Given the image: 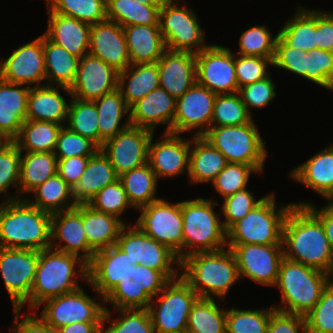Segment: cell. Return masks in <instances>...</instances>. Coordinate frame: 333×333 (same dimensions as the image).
I'll return each instance as SVG.
<instances>
[{
	"label": "cell",
	"mask_w": 333,
	"mask_h": 333,
	"mask_svg": "<svg viewBox=\"0 0 333 333\" xmlns=\"http://www.w3.org/2000/svg\"><path fill=\"white\" fill-rule=\"evenodd\" d=\"M284 258L329 274L333 249L321 222L305 207L293 205L282 229Z\"/></svg>",
	"instance_id": "1"
},
{
	"label": "cell",
	"mask_w": 333,
	"mask_h": 333,
	"mask_svg": "<svg viewBox=\"0 0 333 333\" xmlns=\"http://www.w3.org/2000/svg\"><path fill=\"white\" fill-rule=\"evenodd\" d=\"M51 216L26 199L1 201L0 247L37 251L49 248Z\"/></svg>",
	"instance_id": "2"
},
{
	"label": "cell",
	"mask_w": 333,
	"mask_h": 333,
	"mask_svg": "<svg viewBox=\"0 0 333 333\" xmlns=\"http://www.w3.org/2000/svg\"><path fill=\"white\" fill-rule=\"evenodd\" d=\"M180 269V276L199 298L224 300L231 286L240 280L235 256L227 247L190 254L181 260Z\"/></svg>",
	"instance_id": "3"
},
{
	"label": "cell",
	"mask_w": 333,
	"mask_h": 333,
	"mask_svg": "<svg viewBox=\"0 0 333 333\" xmlns=\"http://www.w3.org/2000/svg\"><path fill=\"white\" fill-rule=\"evenodd\" d=\"M78 277L88 282V264L79 256L51 247L40 250L30 293V310H36L50 298L71 293L83 287L78 284Z\"/></svg>",
	"instance_id": "4"
},
{
	"label": "cell",
	"mask_w": 333,
	"mask_h": 333,
	"mask_svg": "<svg viewBox=\"0 0 333 333\" xmlns=\"http://www.w3.org/2000/svg\"><path fill=\"white\" fill-rule=\"evenodd\" d=\"M329 284L323 271L283 258L276 285L281 293L280 304L272 306L281 312L306 316L320 300Z\"/></svg>",
	"instance_id": "5"
},
{
	"label": "cell",
	"mask_w": 333,
	"mask_h": 333,
	"mask_svg": "<svg viewBox=\"0 0 333 333\" xmlns=\"http://www.w3.org/2000/svg\"><path fill=\"white\" fill-rule=\"evenodd\" d=\"M215 206H218V200L201 197L181 201L183 259L193 253L227 247V231L221 216L219 219L220 214L213 210Z\"/></svg>",
	"instance_id": "6"
},
{
	"label": "cell",
	"mask_w": 333,
	"mask_h": 333,
	"mask_svg": "<svg viewBox=\"0 0 333 333\" xmlns=\"http://www.w3.org/2000/svg\"><path fill=\"white\" fill-rule=\"evenodd\" d=\"M274 193L227 230V244H282L285 217L293 202L278 206Z\"/></svg>",
	"instance_id": "7"
},
{
	"label": "cell",
	"mask_w": 333,
	"mask_h": 333,
	"mask_svg": "<svg viewBox=\"0 0 333 333\" xmlns=\"http://www.w3.org/2000/svg\"><path fill=\"white\" fill-rule=\"evenodd\" d=\"M256 126L252 119L237 126L210 127L202 137L219 150L228 163L251 165L261 174L268 150Z\"/></svg>",
	"instance_id": "8"
},
{
	"label": "cell",
	"mask_w": 333,
	"mask_h": 333,
	"mask_svg": "<svg viewBox=\"0 0 333 333\" xmlns=\"http://www.w3.org/2000/svg\"><path fill=\"white\" fill-rule=\"evenodd\" d=\"M180 0H165L160 8L159 26L167 50L199 53L209 44L196 12Z\"/></svg>",
	"instance_id": "9"
},
{
	"label": "cell",
	"mask_w": 333,
	"mask_h": 333,
	"mask_svg": "<svg viewBox=\"0 0 333 333\" xmlns=\"http://www.w3.org/2000/svg\"><path fill=\"white\" fill-rule=\"evenodd\" d=\"M198 298L181 276L170 281L148 307L155 333L186 332L191 307Z\"/></svg>",
	"instance_id": "10"
},
{
	"label": "cell",
	"mask_w": 333,
	"mask_h": 333,
	"mask_svg": "<svg viewBox=\"0 0 333 333\" xmlns=\"http://www.w3.org/2000/svg\"><path fill=\"white\" fill-rule=\"evenodd\" d=\"M130 223L121 229L116 246L127 254L131 265L143 264L163 273L170 281L179 278L181 261L177 254Z\"/></svg>",
	"instance_id": "11"
},
{
	"label": "cell",
	"mask_w": 333,
	"mask_h": 333,
	"mask_svg": "<svg viewBox=\"0 0 333 333\" xmlns=\"http://www.w3.org/2000/svg\"><path fill=\"white\" fill-rule=\"evenodd\" d=\"M170 280L161 272L145 265H131L125 276L104 298V304L118 309H148Z\"/></svg>",
	"instance_id": "12"
},
{
	"label": "cell",
	"mask_w": 333,
	"mask_h": 333,
	"mask_svg": "<svg viewBox=\"0 0 333 333\" xmlns=\"http://www.w3.org/2000/svg\"><path fill=\"white\" fill-rule=\"evenodd\" d=\"M140 216L135 225L149 237L168 246L181 261L183 259V218L181 201L171 204L160 198L137 209Z\"/></svg>",
	"instance_id": "13"
},
{
	"label": "cell",
	"mask_w": 333,
	"mask_h": 333,
	"mask_svg": "<svg viewBox=\"0 0 333 333\" xmlns=\"http://www.w3.org/2000/svg\"><path fill=\"white\" fill-rule=\"evenodd\" d=\"M39 251L0 247V272L13 309H21L28 303L34 283Z\"/></svg>",
	"instance_id": "14"
},
{
	"label": "cell",
	"mask_w": 333,
	"mask_h": 333,
	"mask_svg": "<svg viewBox=\"0 0 333 333\" xmlns=\"http://www.w3.org/2000/svg\"><path fill=\"white\" fill-rule=\"evenodd\" d=\"M93 300L81 287L74 292L50 298L44 301L36 310L45 304L40 317L55 330L62 326L78 322H102L105 312L103 305Z\"/></svg>",
	"instance_id": "15"
},
{
	"label": "cell",
	"mask_w": 333,
	"mask_h": 333,
	"mask_svg": "<svg viewBox=\"0 0 333 333\" xmlns=\"http://www.w3.org/2000/svg\"><path fill=\"white\" fill-rule=\"evenodd\" d=\"M233 252L239 277L248 278L261 286L274 287L279 266L284 258L282 244H227Z\"/></svg>",
	"instance_id": "16"
},
{
	"label": "cell",
	"mask_w": 333,
	"mask_h": 333,
	"mask_svg": "<svg viewBox=\"0 0 333 333\" xmlns=\"http://www.w3.org/2000/svg\"><path fill=\"white\" fill-rule=\"evenodd\" d=\"M197 83L216 94L239 91L235 71V54L231 49L212 44L195 54Z\"/></svg>",
	"instance_id": "17"
},
{
	"label": "cell",
	"mask_w": 333,
	"mask_h": 333,
	"mask_svg": "<svg viewBox=\"0 0 333 333\" xmlns=\"http://www.w3.org/2000/svg\"><path fill=\"white\" fill-rule=\"evenodd\" d=\"M154 132L129 125L100 147L117 176L148 163L149 144Z\"/></svg>",
	"instance_id": "18"
},
{
	"label": "cell",
	"mask_w": 333,
	"mask_h": 333,
	"mask_svg": "<svg viewBox=\"0 0 333 333\" xmlns=\"http://www.w3.org/2000/svg\"><path fill=\"white\" fill-rule=\"evenodd\" d=\"M216 95L196 82L176 99L173 133L181 135L196 130L193 136H203L211 127Z\"/></svg>",
	"instance_id": "19"
},
{
	"label": "cell",
	"mask_w": 333,
	"mask_h": 333,
	"mask_svg": "<svg viewBox=\"0 0 333 333\" xmlns=\"http://www.w3.org/2000/svg\"><path fill=\"white\" fill-rule=\"evenodd\" d=\"M0 78L28 87L42 86L46 81L43 34L11 52L0 62Z\"/></svg>",
	"instance_id": "20"
},
{
	"label": "cell",
	"mask_w": 333,
	"mask_h": 333,
	"mask_svg": "<svg viewBox=\"0 0 333 333\" xmlns=\"http://www.w3.org/2000/svg\"><path fill=\"white\" fill-rule=\"evenodd\" d=\"M118 76L114 67L88 53L79 59L71 97L94 101L118 88Z\"/></svg>",
	"instance_id": "21"
},
{
	"label": "cell",
	"mask_w": 333,
	"mask_h": 333,
	"mask_svg": "<svg viewBox=\"0 0 333 333\" xmlns=\"http://www.w3.org/2000/svg\"><path fill=\"white\" fill-rule=\"evenodd\" d=\"M51 248L79 256L89 264L95 252L89 247L82 224V204L53 213L51 216Z\"/></svg>",
	"instance_id": "22"
},
{
	"label": "cell",
	"mask_w": 333,
	"mask_h": 333,
	"mask_svg": "<svg viewBox=\"0 0 333 333\" xmlns=\"http://www.w3.org/2000/svg\"><path fill=\"white\" fill-rule=\"evenodd\" d=\"M154 134L149 144L148 163L160 178H172L184 173H189V152L191 139L184 140L182 135L163 132L161 140L153 141Z\"/></svg>",
	"instance_id": "23"
},
{
	"label": "cell",
	"mask_w": 333,
	"mask_h": 333,
	"mask_svg": "<svg viewBox=\"0 0 333 333\" xmlns=\"http://www.w3.org/2000/svg\"><path fill=\"white\" fill-rule=\"evenodd\" d=\"M130 262L127 254L116 245L96 252L88 264L87 282L98 294L95 297H101L104 301L131 268Z\"/></svg>",
	"instance_id": "24"
},
{
	"label": "cell",
	"mask_w": 333,
	"mask_h": 333,
	"mask_svg": "<svg viewBox=\"0 0 333 333\" xmlns=\"http://www.w3.org/2000/svg\"><path fill=\"white\" fill-rule=\"evenodd\" d=\"M89 54L100 58L118 72L130 65L123 27L106 20L91 25Z\"/></svg>",
	"instance_id": "25"
},
{
	"label": "cell",
	"mask_w": 333,
	"mask_h": 333,
	"mask_svg": "<svg viewBox=\"0 0 333 333\" xmlns=\"http://www.w3.org/2000/svg\"><path fill=\"white\" fill-rule=\"evenodd\" d=\"M129 110L130 125L156 132V128L164 124V132L173 133L176 99L166 90L160 87L154 89L134 103Z\"/></svg>",
	"instance_id": "26"
},
{
	"label": "cell",
	"mask_w": 333,
	"mask_h": 333,
	"mask_svg": "<svg viewBox=\"0 0 333 333\" xmlns=\"http://www.w3.org/2000/svg\"><path fill=\"white\" fill-rule=\"evenodd\" d=\"M159 86L175 99L196 82V58L191 52L165 50L157 61Z\"/></svg>",
	"instance_id": "27"
},
{
	"label": "cell",
	"mask_w": 333,
	"mask_h": 333,
	"mask_svg": "<svg viewBox=\"0 0 333 333\" xmlns=\"http://www.w3.org/2000/svg\"><path fill=\"white\" fill-rule=\"evenodd\" d=\"M47 30L44 35L54 44L82 58L89 53L91 25L76 18L53 12L47 6Z\"/></svg>",
	"instance_id": "28"
},
{
	"label": "cell",
	"mask_w": 333,
	"mask_h": 333,
	"mask_svg": "<svg viewBox=\"0 0 333 333\" xmlns=\"http://www.w3.org/2000/svg\"><path fill=\"white\" fill-rule=\"evenodd\" d=\"M71 97L70 88L55 85L30 87L27 99V120L45 121L65 126L69 102L60 93ZM64 123V124H63Z\"/></svg>",
	"instance_id": "29"
},
{
	"label": "cell",
	"mask_w": 333,
	"mask_h": 333,
	"mask_svg": "<svg viewBox=\"0 0 333 333\" xmlns=\"http://www.w3.org/2000/svg\"><path fill=\"white\" fill-rule=\"evenodd\" d=\"M288 175L329 201L333 197V143L293 168Z\"/></svg>",
	"instance_id": "30"
},
{
	"label": "cell",
	"mask_w": 333,
	"mask_h": 333,
	"mask_svg": "<svg viewBox=\"0 0 333 333\" xmlns=\"http://www.w3.org/2000/svg\"><path fill=\"white\" fill-rule=\"evenodd\" d=\"M30 87L13 84L0 78V131L13 141L27 120V99Z\"/></svg>",
	"instance_id": "31"
},
{
	"label": "cell",
	"mask_w": 333,
	"mask_h": 333,
	"mask_svg": "<svg viewBox=\"0 0 333 333\" xmlns=\"http://www.w3.org/2000/svg\"><path fill=\"white\" fill-rule=\"evenodd\" d=\"M130 64L156 63L166 50L159 25L123 27Z\"/></svg>",
	"instance_id": "32"
},
{
	"label": "cell",
	"mask_w": 333,
	"mask_h": 333,
	"mask_svg": "<svg viewBox=\"0 0 333 333\" xmlns=\"http://www.w3.org/2000/svg\"><path fill=\"white\" fill-rule=\"evenodd\" d=\"M227 164L225 156L202 136L191 138L187 177L192 184H211Z\"/></svg>",
	"instance_id": "33"
},
{
	"label": "cell",
	"mask_w": 333,
	"mask_h": 333,
	"mask_svg": "<svg viewBox=\"0 0 333 333\" xmlns=\"http://www.w3.org/2000/svg\"><path fill=\"white\" fill-rule=\"evenodd\" d=\"M82 224L88 245L95 253L116 245L125 225L117 217L97 211L87 203L82 204Z\"/></svg>",
	"instance_id": "34"
},
{
	"label": "cell",
	"mask_w": 333,
	"mask_h": 333,
	"mask_svg": "<svg viewBox=\"0 0 333 333\" xmlns=\"http://www.w3.org/2000/svg\"><path fill=\"white\" fill-rule=\"evenodd\" d=\"M159 87L157 62L130 64L125 70L119 72L118 89L129 108Z\"/></svg>",
	"instance_id": "35"
},
{
	"label": "cell",
	"mask_w": 333,
	"mask_h": 333,
	"mask_svg": "<svg viewBox=\"0 0 333 333\" xmlns=\"http://www.w3.org/2000/svg\"><path fill=\"white\" fill-rule=\"evenodd\" d=\"M278 36L297 50L310 52L317 48V9L298 6L297 11L278 31Z\"/></svg>",
	"instance_id": "36"
},
{
	"label": "cell",
	"mask_w": 333,
	"mask_h": 333,
	"mask_svg": "<svg viewBox=\"0 0 333 333\" xmlns=\"http://www.w3.org/2000/svg\"><path fill=\"white\" fill-rule=\"evenodd\" d=\"M118 179L109 159L99 150L89 158L84 173L73 188V198L77 204L88 203L95 194Z\"/></svg>",
	"instance_id": "37"
},
{
	"label": "cell",
	"mask_w": 333,
	"mask_h": 333,
	"mask_svg": "<svg viewBox=\"0 0 333 333\" xmlns=\"http://www.w3.org/2000/svg\"><path fill=\"white\" fill-rule=\"evenodd\" d=\"M98 111L99 147L130 125V110L119 89L94 100ZM127 116L126 122L120 124Z\"/></svg>",
	"instance_id": "38"
},
{
	"label": "cell",
	"mask_w": 333,
	"mask_h": 333,
	"mask_svg": "<svg viewBox=\"0 0 333 333\" xmlns=\"http://www.w3.org/2000/svg\"><path fill=\"white\" fill-rule=\"evenodd\" d=\"M43 50L47 80L44 83L70 88L76 79L80 58L51 42L44 34Z\"/></svg>",
	"instance_id": "39"
},
{
	"label": "cell",
	"mask_w": 333,
	"mask_h": 333,
	"mask_svg": "<svg viewBox=\"0 0 333 333\" xmlns=\"http://www.w3.org/2000/svg\"><path fill=\"white\" fill-rule=\"evenodd\" d=\"M24 154V155H23ZM57 158L54 152H21L19 195L26 194L57 174ZM23 194V195H22Z\"/></svg>",
	"instance_id": "40"
},
{
	"label": "cell",
	"mask_w": 333,
	"mask_h": 333,
	"mask_svg": "<svg viewBox=\"0 0 333 333\" xmlns=\"http://www.w3.org/2000/svg\"><path fill=\"white\" fill-rule=\"evenodd\" d=\"M128 201L133 209L142 208L159 200L157 197L158 178L149 163L134 168L119 176Z\"/></svg>",
	"instance_id": "41"
},
{
	"label": "cell",
	"mask_w": 333,
	"mask_h": 333,
	"mask_svg": "<svg viewBox=\"0 0 333 333\" xmlns=\"http://www.w3.org/2000/svg\"><path fill=\"white\" fill-rule=\"evenodd\" d=\"M35 198L26 200L33 206L50 214L74 208L77 203L71 188L58 174L47 179L31 192ZM34 199V200H33Z\"/></svg>",
	"instance_id": "42"
},
{
	"label": "cell",
	"mask_w": 333,
	"mask_h": 333,
	"mask_svg": "<svg viewBox=\"0 0 333 333\" xmlns=\"http://www.w3.org/2000/svg\"><path fill=\"white\" fill-rule=\"evenodd\" d=\"M161 7L162 5H146L137 0H106V17L122 27L159 25Z\"/></svg>",
	"instance_id": "43"
},
{
	"label": "cell",
	"mask_w": 333,
	"mask_h": 333,
	"mask_svg": "<svg viewBox=\"0 0 333 333\" xmlns=\"http://www.w3.org/2000/svg\"><path fill=\"white\" fill-rule=\"evenodd\" d=\"M63 125L26 120L13 140L21 152H54Z\"/></svg>",
	"instance_id": "44"
},
{
	"label": "cell",
	"mask_w": 333,
	"mask_h": 333,
	"mask_svg": "<svg viewBox=\"0 0 333 333\" xmlns=\"http://www.w3.org/2000/svg\"><path fill=\"white\" fill-rule=\"evenodd\" d=\"M226 313L214 299L198 298L189 313L187 332L226 333Z\"/></svg>",
	"instance_id": "45"
},
{
	"label": "cell",
	"mask_w": 333,
	"mask_h": 333,
	"mask_svg": "<svg viewBox=\"0 0 333 333\" xmlns=\"http://www.w3.org/2000/svg\"><path fill=\"white\" fill-rule=\"evenodd\" d=\"M65 126L83 137L91 139L99 146L98 111L94 101L69 99Z\"/></svg>",
	"instance_id": "46"
},
{
	"label": "cell",
	"mask_w": 333,
	"mask_h": 333,
	"mask_svg": "<svg viewBox=\"0 0 333 333\" xmlns=\"http://www.w3.org/2000/svg\"><path fill=\"white\" fill-rule=\"evenodd\" d=\"M111 311L105 306L101 333H155L148 309H118L120 315L115 319ZM110 320L105 329V323Z\"/></svg>",
	"instance_id": "47"
},
{
	"label": "cell",
	"mask_w": 333,
	"mask_h": 333,
	"mask_svg": "<svg viewBox=\"0 0 333 333\" xmlns=\"http://www.w3.org/2000/svg\"><path fill=\"white\" fill-rule=\"evenodd\" d=\"M55 13L76 18L90 25L107 20L106 0H45Z\"/></svg>",
	"instance_id": "48"
},
{
	"label": "cell",
	"mask_w": 333,
	"mask_h": 333,
	"mask_svg": "<svg viewBox=\"0 0 333 333\" xmlns=\"http://www.w3.org/2000/svg\"><path fill=\"white\" fill-rule=\"evenodd\" d=\"M252 119L238 92L216 95L211 127L237 126L249 123Z\"/></svg>",
	"instance_id": "49"
},
{
	"label": "cell",
	"mask_w": 333,
	"mask_h": 333,
	"mask_svg": "<svg viewBox=\"0 0 333 333\" xmlns=\"http://www.w3.org/2000/svg\"><path fill=\"white\" fill-rule=\"evenodd\" d=\"M271 307L263 309L227 308L226 333H267Z\"/></svg>",
	"instance_id": "50"
},
{
	"label": "cell",
	"mask_w": 333,
	"mask_h": 333,
	"mask_svg": "<svg viewBox=\"0 0 333 333\" xmlns=\"http://www.w3.org/2000/svg\"><path fill=\"white\" fill-rule=\"evenodd\" d=\"M277 38L278 33L273 36L265 24L254 25L242 32L235 54L273 59Z\"/></svg>",
	"instance_id": "51"
},
{
	"label": "cell",
	"mask_w": 333,
	"mask_h": 333,
	"mask_svg": "<svg viewBox=\"0 0 333 333\" xmlns=\"http://www.w3.org/2000/svg\"><path fill=\"white\" fill-rule=\"evenodd\" d=\"M20 159L21 151L13 141L0 148V195L7 194L1 201L22 199L19 195L7 193L10 191L9 187H14L19 192Z\"/></svg>",
	"instance_id": "52"
},
{
	"label": "cell",
	"mask_w": 333,
	"mask_h": 333,
	"mask_svg": "<svg viewBox=\"0 0 333 333\" xmlns=\"http://www.w3.org/2000/svg\"><path fill=\"white\" fill-rule=\"evenodd\" d=\"M87 204L97 211L117 217L124 224H127V222L123 221L122 213L126 209L133 208L119 179L105 186Z\"/></svg>",
	"instance_id": "53"
},
{
	"label": "cell",
	"mask_w": 333,
	"mask_h": 333,
	"mask_svg": "<svg viewBox=\"0 0 333 333\" xmlns=\"http://www.w3.org/2000/svg\"><path fill=\"white\" fill-rule=\"evenodd\" d=\"M253 172L260 174L251 165L228 163L211 184L215 191L224 199L237 191L245 189Z\"/></svg>",
	"instance_id": "54"
},
{
	"label": "cell",
	"mask_w": 333,
	"mask_h": 333,
	"mask_svg": "<svg viewBox=\"0 0 333 333\" xmlns=\"http://www.w3.org/2000/svg\"><path fill=\"white\" fill-rule=\"evenodd\" d=\"M304 58L306 80L329 90L333 86V52L316 48Z\"/></svg>",
	"instance_id": "55"
},
{
	"label": "cell",
	"mask_w": 333,
	"mask_h": 333,
	"mask_svg": "<svg viewBox=\"0 0 333 333\" xmlns=\"http://www.w3.org/2000/svg\"><path fill=\"white\" fill-rule=\"evenodd\" d=\"M256 199L255 196L247 189L237 191L235 194L223 199L221 205V215L223 214L222 224L227 231L234 223L244 218L251 210L258 206L264 198Z\"/></svg>",
	"instance_id": "56"
},
{
	"label": "cell",
	"mask_w": 333,
	"mask_h": 333,
	"mask_svg": "<svg viewBox=\"0 0 333 333\" xmlns=\"http://www.w3.org/2000/svg\"><path fill=\"white\" fill-rule=\"evenodd\" d=\"M100 147L91 139L83 137L63 126L59 132L54 154L57 159L73 156H94Z\"/></svg>",
	"instance_id": "57"
},
{
	"label": "cell",
	"mask_w": 333,
	"mask_h": 333,
	"mask_svg": "<svg viewBox=\"0 0 333 333\" xmlns=\"http://www.w3.org/2000/svg\"><path fill=\"white\" fill-rule=\"evenodd\" d=\"M307 333H333V285L323 290L320 300L305 316Z\"/></svg>",
	"instance_id": "58"
},
{
	"label": "cell",
	"mask_w": 333,
	"mask_h": 333,
	"mask_svg": "<svg viewBox=\"0 0 333 333\" xmlns=\"http://www.w3.org/2000/svg\"><path fill=\"white\" fill-rule=\"evenodd\" d=\"M272 60L260 56H243L235 54V71L238 88L260 81L269 76L268 67Z\"/></svg>",
	"instance_id": "59"
},
{
	"label": "cell",
	"mask_w": 333,
	"mask_h": 333,
	"mask_svg": "<svg viewBox=\"0 0 333 333\" xmlns=\"http://www.w3.org/2000/svg\"><path fill=\"white\" fill-rule=\"evenodd\" d=\"M276 85L271 78V74L260 81L246 85L239 89L242 102L246 106L248 113L252 109L265 108L274 98H276Z\"/></svg>",
	"instance_id": "60"
},
{
	"label": "cell",
	"mask_w": 333,
	"mask_h": 333,
	"mask_svg": "<svg viewBox=\"0 0 333 333\" xmlns=\"http://www.w3.org/2000/svg\"><path fill=\"white\" fill-rule=\"evenodd\" d=\"M308 52L289 47L279 36L276 41L273 67L289 71L306 80L305 56Z\"/></svg>",
	"instance_id": "61"
},
{
	"label": "cell",
	"mask_w": 333,
	"mask_h": 333,
	"mask_svg": "<svg viewBox=\"0 0 333 333\" xmlns=\"http://www.w3.org/2000/svg\"><path fill=\"white\" fill-rule=\"evenodd\" d=\"M267 333H307L304 316L276 310L271 306Z\"/></svg>",
	"instance_id": "62"
},
{
	"label": "cell",
	"mask_w": 333,
	"mask_h": 333,
	"mask_svg": "<svg viewBox=\"0 0 333 333\" xmlns=\"http://www.w3.org/2000/svg\"><path fill=\"white\" fill-rule=\"evenodd\" d=\"M13 310V326L9 333H57V330L38 316V312L32 311L30 314L21 315V309ZM20 317H23V319L20 320Z\"/></svg>",
	"instance_id": "63"
},
{
	"label": "cell",
	"mask_w": 333,
	"mask_h": 333,
	"mask_svg": "<svg viewBox=\"0 0 333 333\" xmlns=\"http://www.w3.org/2000/svg\"><path fill=\"white\" fill-rule=\"evenodd\" d=\"M92 156H73L57 159V174L71 187L78 183Z\"/></svg>",
	"instance_id": "64"
},
{
	"label": "cell",
	"mask_w": 333,
	"mask_h": 333,
	"mask_svg": "<svg viewBox=\"0 0 333 333\" xmlns=\"http://www.w3.org/2000/svg\"><path fill=\"white\" fill-rule=\"evenodd\" d=\"M317 48L333 52V11L317 9Z\"/></svg>",
	"instance_id": "65"
},
{
	"label": "cell",
	"mask_w": 333,
	"mask_h": 333,
	"mask_svg": "<svg viewBox=\"0 0 333 333\" xmlns=\"http://www.w3.org/2000/svg\"><path fill=\"white\" fill-rule=\"evenodd\" d=\"M295 206H305L322 224L325 236L333 249V204L328 201L326 205L319 208L311 201H299L293 203Z\"/></svg>",
	"instance_id": "66"
},
{
	"label": "cell",
	"mask_w": 333,
	"mask_h": 333,
	"mask_svg": "<svg viewBox=\"0 0 333 333\" xmlns=\"http://www.w3.org/2000/svg\"><path fill=\"white\" fill-rule=\"evenodd\" d=\"M102 322H78L57 329V333H101Z\"/></svg>",
	"instance_id": "67"
},
{
	"label": "cell",
	"mask_w": 333,
	"mask_h": 333,
	"mask_svg": "<svg viewBox=\"0 0 333 333\" xmlns=\"http://www.w3.org/2000/svg\"><path fill=\"white\" fill-rule=\"evenodd\" d=\"M146 5H162L165 0H137Z\"/></svg>",
	"instance_id": "68"
},
{
	"label": "cell",
	"mask_w": 333,
	"mask_h": 333,
	"mask_svg": "<svg viewBox=\"0 0 333 333\" xmlns=\"http://www.w3.org/2000/svg\"><path fill=\"white\" fill-rule=\"evenodd\" d=\"M328 275H329V284L333 285V265Z\"/></svg>",
	"instance_id": "69"
},
{
	"label": "cell",
	"mask_w": 333,
	"mask_h": 333,
	"mask_svg": "<svg viewBox=\"0 0 333 333\" xmlns=\"http://www.w3.org/2000/svg\"><path fill=\"white\" fill-rule=\"evenodd\" d=\"M0 141H9L0 131Z\"/></svg>",
	"instance_id": "70"
},
{
	"label": "cell",
	"mask_w": 333,
	"mask_h": 333,
	"mask_svg": "<svg viewBox=\"0 0 333 333\" xmlns=\"http://www.w3.org/2000/svg\"><path fill=\"white\" fill-rule=\"evenodd\" d=\"M9 141H0V148L4 145H6Z\"/></svg>",
	"instance_id": "71"
},
{
	"label": "cell",
	"mask_w": 333,
	"mask_h": 333,
	"mask_svg": "<svg viewBox=\"0 0 333 333\" xmlns=\"http://www.w3.org/2000/svg\"><path fill=\"white\" fill-rule=\"evenodd\" d=\"M329 202H331L333 204V197L329 200Z\"/></svg>",
	"instance_id": "72"
}]
</instances>
